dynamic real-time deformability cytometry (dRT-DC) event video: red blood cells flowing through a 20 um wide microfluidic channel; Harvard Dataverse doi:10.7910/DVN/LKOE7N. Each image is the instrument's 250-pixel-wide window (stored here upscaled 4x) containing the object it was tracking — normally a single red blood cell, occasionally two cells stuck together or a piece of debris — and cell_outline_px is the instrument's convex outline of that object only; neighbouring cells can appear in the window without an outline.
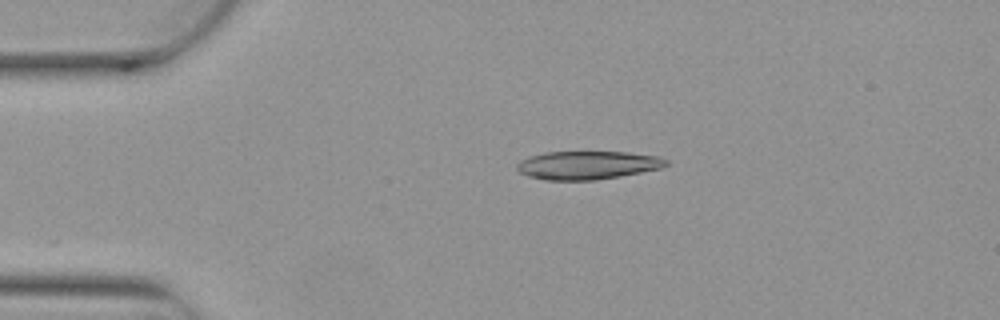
{"species": "Egyptian fruit bat (a non-hibernating species)", "species_latin": "Rousettus aegyptiacus", "temperature_condition": "warm", "stored_images_in_passage": 3, "camera_frame_rate_fps": 3000, "um_per_image_px": 0.085, "animal": {"sex": "female"}, "frame": {"image": 1, "passage_image": 2, "time_ms": 0.333, "image_size_px": [1000, 320], "cell_outline_px": [[668, 164], [660, 168], [620, 176], [596, 180], [544, 180], [528, 176], [520, 172], [516, 168], [516, 164], [520, 160], [544, 152], [628, 152], [660, 156], [668, 160]], "centroid_in_image_um": [49.94, 14.04], "position_along_channel_um": 35.1, "area_um2": 24.62}}